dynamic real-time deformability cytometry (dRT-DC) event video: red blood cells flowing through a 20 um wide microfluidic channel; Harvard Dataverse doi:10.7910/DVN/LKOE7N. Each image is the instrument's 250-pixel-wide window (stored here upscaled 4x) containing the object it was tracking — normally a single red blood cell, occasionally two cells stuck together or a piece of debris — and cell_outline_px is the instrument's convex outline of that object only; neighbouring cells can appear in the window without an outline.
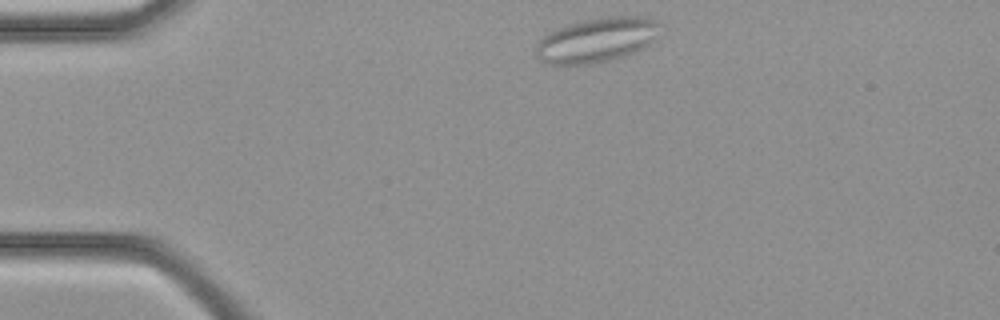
{"species": "common noctule bat (a hibernating species)", "species_latin": "Nyctalus noctula", "temperature_condition": "cold", "stored_images_in_passage": 30, "camera_frame_rate_fps": 3000, "um_per_image_px": 0.085, "animal": {"sex": "female", "body_mass_g": 21.9}, "frame": {"image": 1, "passage_image": 1, "time_ms": 0.0, "image_size_px": [1000, 320], "cell_outline_px": [[660, 24], [652, 40], [648, 44], [624, 56], [608, 60], [588, 64], [544, 64], [536, 56], [536, 44], [548, 32], [556, 28], [584, 20], [608, 16], [644, 16], [656, 20]], "centroid_in_image_um": [50.67, 3.39], "position_along_channel_um": 34.3, "area_um2": 31.85}}
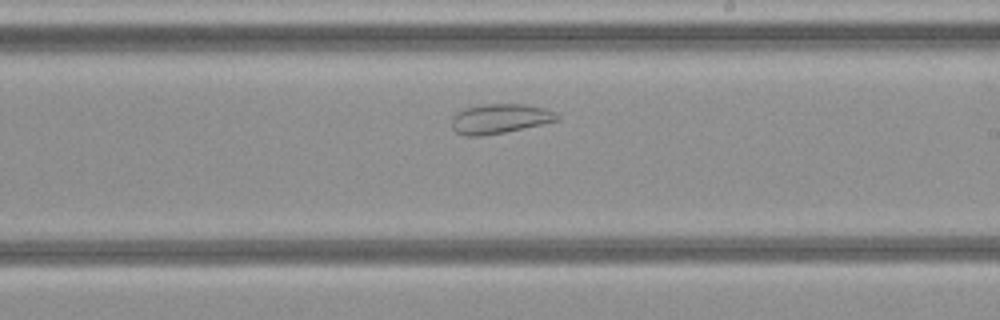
{"frame": {"image": 2, "passage_image": 15, "time_ms": 4.667, "image_size_px": [1000, 320], "cell_outline_px": [[560, 120], [504, 132], [480, 136], [464, 136], [456, 132], [452, 128], [452, 116], [456, 112], [468, 108], [484, 104], [524, 104], [548, 108], [556, 112], [560, 116]], "centroid_in_image_um": [42.51, 10.08], "position_along_channel_um": 246.5, "area_um2": 18.26}}
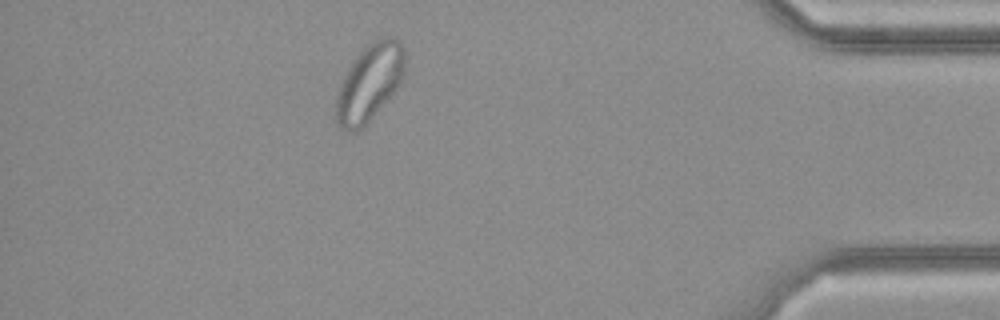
{"frame": {"image": 3, "passage_image": 26, "time_ms": 8.333, "image_size_px": [1000, 320], "cell_outline_px": [[404, 76], [400, 84], [372, 116], [356, 132], [348, 132], [340, 128], [336, 120], [336, 100], [340, 84], [352, 60], [368, 44], [384, 36], [388, 36], [400, 40], [404, 48]], "centroid_in_image_um": [31.4, 7.0], "position_along_channel_um": 403.8, "area_um2": 30.46}}